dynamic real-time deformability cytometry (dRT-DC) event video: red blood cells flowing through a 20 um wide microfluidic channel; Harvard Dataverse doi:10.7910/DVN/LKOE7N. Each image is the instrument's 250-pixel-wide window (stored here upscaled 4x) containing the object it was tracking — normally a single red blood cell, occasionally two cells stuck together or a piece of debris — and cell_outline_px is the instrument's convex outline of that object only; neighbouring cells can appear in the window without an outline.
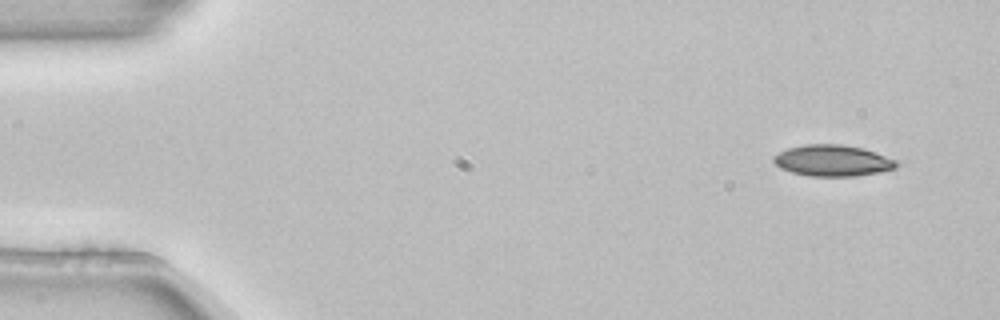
{"species": "common noctule bat (a hibernating species)", "species_latin": "Nyctalus noctula", "temperature_condition": "room temperature", "stored_images_in_passage": 4, "camera_frame_rate_fps": 3000, "um_per_image_px": 0.085, "animal": {"sex": "female", "body_mass_g": 22.7, "forearm_length_mm": 54.2}, "frame": {"image": 1, "passage_image": 1, "time_ms": 0.0, "image_size_px": [1000, 320], "cell_outline_px": [[900, 164], [896, 168], [856, 176], [808, 176], [792, 172], [780, 168], [772, 160], [772, 156], [788, 148], [804, 144], [840, 144], [864, 148], [876, 152], [896, 160]], "centroid_in_image_um": [70.77, 13.64], "position_along_channel_um": 14.2, "area_um2": 22.43}}
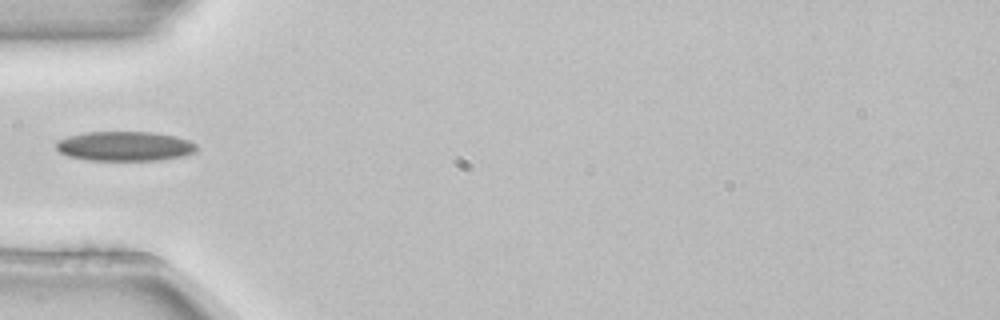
{"frame": {"image": 2, "passage_image": 4, "time_ms": 1.0, "image_size_px": [1000, 320], "cell_outline_px": [[196, 152], [184, 156], [160, 160], [88, 160], [68, 156], [60, 152], [56, 148], [56, 140], [68, 136], [88, 132], [152, 132], [176, 136], [188, 140], [196, 144]], "centroid_in_image_um": [10.61, 12.43], "position_along_channel_um": 74.4, "area_um2": 24.28}}